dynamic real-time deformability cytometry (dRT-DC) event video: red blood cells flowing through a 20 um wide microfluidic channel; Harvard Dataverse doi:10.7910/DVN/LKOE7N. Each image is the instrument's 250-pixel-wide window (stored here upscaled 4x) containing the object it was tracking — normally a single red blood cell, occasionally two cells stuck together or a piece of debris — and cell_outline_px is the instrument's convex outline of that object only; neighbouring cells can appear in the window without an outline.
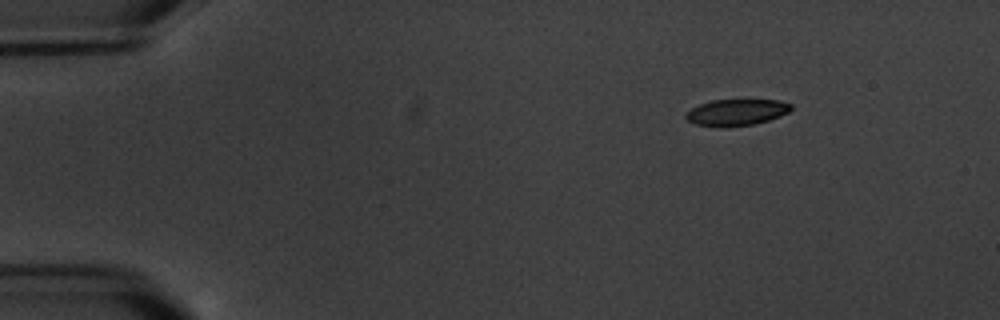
{"species": "common noctule bat (a hibernating species)", "species_latin": "Nyctalus noctula", "temperature_condition": "warm", "stored_images_in_passage": 5, "camera_frame_rate_fps": 3000, "um_per_image_px": 0.085, "animal": {"sex": "male", "body_mass_g": 20.1, "forearm_length_mm": 53.5}, "frame": {"image": 1, "passage_image": 1, "time_ms": 0.0, "image_size_px": [1000, 320], "cell_outline_px": [[792, 108], [788, 112], [780, 116], [768, 120], [752, 124], [724, 128], [720, 128], [696, 124], [688, 120], [684, 116], [692, 108], [700, 104], [712, 100], [780, 100], [792, 104]], "centroid_in_image_um": [62.6, 9.55], "position_along_channel_um": 22.4, "area_um2": 16.18}}
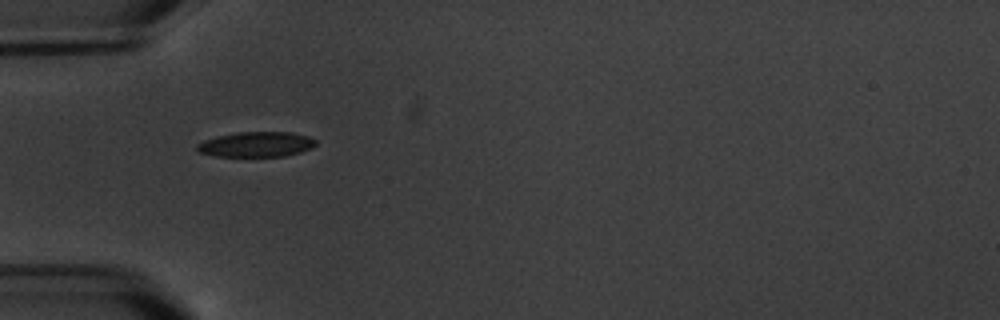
{"frame": {"image": 2, "passage_image": 4, "time_ms": 3.667, "image_size_px": [1000, 320], "cell_outline_px": [[316, 144], [312, 148], [300, 152], [284, 156], [216, 156], [200, 152], [196, 148], [196, 144], [204, 140], [216, 136], [236, 132], [292, 132], [308, 136], [316, 140]], "centroid_in_image_um": [21.79, 12.26], "position_along_channel_um": 63.2, "area_um2": 17.4}}